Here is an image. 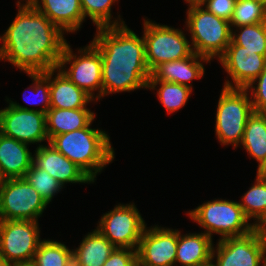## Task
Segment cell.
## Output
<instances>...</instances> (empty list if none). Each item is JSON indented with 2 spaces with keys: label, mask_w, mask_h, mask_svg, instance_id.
<instances>
[{
  "label": "cell",
  "mask_w": 266,
  "mask_h": 266,
  "mask_svg": "<svg viewBox=\"0 0 266 266\" xmlns=\"http://www.w3.org/2000/svg\"><path fill=\"white\" fill-rule=\"evenodd\" d=\"M16 6L14 20L0 35V61L25 74L56 68L68 42L65 33L33 5Z\"/></svg>",
  "instance_id": "obj_1"
},
{
  "label": "cell",
  "mask_w": 266,
  "mask_h": 266,
  "mask_svg": "<svg viewBox=\"0 0 266 266\" xmlns=\"http://www.w3.org/2000/svg\"><path fill=\"white\" fill-rule=\"evenodd\" d=\"M8 106L0 109V128L5 136L26 144L49 143L46 130V114L20 105L5 97ZM47 140V141H46ZM40 143V144H39Z\"/></svg>",
  "instance_id": "obj_11"
},
{
  "label": "cell",
  "mask_w": 266,
  "mask_h": 266,
  "mask_svg": "<svg viewBox=\"0 0 266 266\" xmlns=\"http://www.w3.org/2000/svg\"><path fill=\"white\" fill-rule=\"evenodd\" d=\"M0 266H16V265L6 261L3 257L0 256Z\"/></svg>",
  "instance_id": "obj_39"
},
{
  "label": "cell",
  "mask_w": 266,
  "mask_h": 266,
  "mask_svg": "<svg viewBox=\"0 0 266 266\" xmlns=\"http://www.w3.org/2000/svg\"><path fill=\"white\" fill-rule=\"evenodd\" d=\"M28 77L32 79V84L30 87L27 88V91L30 89V95H33L32 99L24 95L23 93V100L26 104L29 105H37L41 106L40 108L36 109L39 112L44 114L50 109V70L44 73H27ZM35 98H37L35 100Z\"/></svg>",
  "instance_id": "obj_32"
},
{
  "label": "cell",
  "mask_w": 266,
  "mask_h": 266,
  "mask_svg": "<svg viewBox=\"0 0 266 266\" xmlns=\"http://www.w3.org/2000/svg\"><path fill=\"white\" fill-rule=\"evenodd\" d=\"M185 28L190 33L194 53L209 59H219L231 43L230 22L208 12L201 5L186 10Z\"/></svg>",
  "instance_id": "obj_4"
},
{
  "label": "cell",
  "mask_w": 266,
  "mask_h": 266,
  "mask_svg": "<svg viewBox=\"0 0 266 266\" xmlns=\"http://www.w3.org/2000/svg\"><path fill=\"white\" fill-rule=\"evenodd\" d=\"M16 266H34L32 263H26V264H19V265H16Z\"/></svg>",
  "instance_id": "obj_41"
},
{
  "label": "cell",
  "mask_w": 266,
  "mask_h": 266,
  "mask_svg": "<svg viewBox=\"0 0 266 266\" xmlns=\"http://www.w3.org/2000/svg\"><path fill=\"white\" fill-rule=\"evenodd\" d=\"M95 112L88 108H50L46 113V130L49 141L58 134L87 127L94 119Z\"/></svg>",
  "instance_id": "obj_23"
},
{
  "label": "cell",
  "mask_w": 266,
  "mask_h": 266,
  "mask_svg": "<svg viewBox=\"0 0 266 266\" xmlns=\"http://www.w3.org/2000/svg\"><path fill=\"white\" fill-rule=\"evenodd\" d=\"M254 230L266 240V213L254 225Z\"/></svg>",
  "instance_id": "obj_36"
},
{
  "label": "cell",
  "mask_w": 266,
  "mask_h": 266,
  "mask_svg": "<svg viewBox=\"0 0 266 266\" xmlns=\"http://www.w3.org/2000/svg\"><path fill=\"white\" fill-rule=\"evenodd\" d=\"M188 7L193 5H201L205 0H184Z\"/></svg>",
  "instance_id": "obj_38"
},
{
  "label": "cell",
  "mask_w": 266,
  "mask_h": 266,
  "mask_svg": "<svg viewBox=\"0 0 266 266\" xmlns=\"http://www.w3.org/2000/svg\"><path fill=\"white\" fill-rule=\"evenodd\" d=\"M48 204L24 177L4 179L0 184V220H33Z\"/></svg>",
  "instance_id": "obj_9"
},
{
  "label": "cell",
  "mask_w": 266,
  "mask_h": 266,
  "mask_svg": "<svg viewBox=\"0 0 266 266\" xmlns=\"http://www.w3.org/2000/svg\"><path fill=\"white\" fill-rule=\"evenodd\" d=\"M256 1L261 2L266 6V0H256Z\"/></svg>",
  "instance_id": "obj_42"
},
{
  "label": "cell",
  "mask_w": 266,
  "mask_h": 266,
  "mask_svg": "<svg viewBox=\"0 0 266 266\" xmlns=\"http://www.w3.org/2000/svg\"><path fill=\"white\" fill-rule=\"evenodd\" d=\"M266 22V6L256 0H237L230 19L231 28Z\"/></svg>",
  "instance_id": "obj_30"
},
{
  "label": "cell",
  "mask_w": 266,
  "mask_h": 266,
  "mask_svg": "<svg viewBox=\"0 0 266 266\" xmlns=\"http://www.w3.org/2000/svg\"><path fill=\"white\" fill-rule=\"evenodd\" d=\"M85 128L58 134L49 143L81 168L94 182L97 175L115 159L110 136L102 129Z\"/></svg>",
  "instance_id": "obj_3"
},
{
  "label": "cell",
  "mask_w": 266,
  "mask_h": 266,
  "mask_svg": "<svg viewBox=\"0 0 266 266\" xmlns=\"http://www.w3.org/2000/svg\"><path fill=\"white\" fill-rule=\"evenodd\" d=\"M218 62L229 77L223 83L224 87L246 88L265 69L266 56L258 54V51L245 50L231 40Z\"/></svg>",
  "instance_id": "obj_15"
},
{
  "label": "cell",
  "mask_w": 266,
  "mask_h": 266,
  "mask_svg": "<svg viewBox=\"0 0 266 266\" xmlns=\"http://www.w3.org/2000/svg\"><path fill=\"white\" fill-rule=\"evenodd\" d=\"M93 101L97 102L72 83L58 67L50 70V108H88L87 105Z\"/></svg>",
  "instance_id": "obj_19"
},
{
  "label": "cell",
  "mask_w": 266,
  "mask_h": 266,
  "mask_svg": "<svg viewBox=\"0 0 266 266\" xmlns=\"http://www.w3.org/2000/svg\"><path fill=\"white\" fill-rule=\"evenodd\" d=\"M254 184L239 202L245 216L255 225L266 213V173H256Z\"/></svg>",
  "instance_id": "obj_26"
},
{
  "label": "cell",
  "mask_w": 266,
  "mask_h": 266,
  "mask_svg": "<svg viewBox=\"0 0 266 266\" xmlns=\"http://www.w3.org/2000/svg\"><path fill=\"white\" fill-rule=\"evenodd\" d=\"M199 266H215L214 263L212 261L206 263V264H203V265H199Z\"/></svg>",
  "instance_id": "obj_40"
},
{
  "label": "cell",
  "mask_w": 266,
  "mask_h": 266,
  "mask_svg": "<svg viewBox=\"0 0 266 266\" xmlns=\"http://www.w3.org/2000/svg\"><path fill=\"white\" fill-rule=\"evenodd\" d=\"M36 2L37 0H18L16 5H34Z\"/></svg>",
  "instance_id": "obj_37"
},
{
  "label": "cell",
  "mask_w": 266,
  "mask_h": 266,
  "mask_svg": "<svg viewBox=\"0 0 266 266\" xmlns=\"http://www.w3.org/2000/svg\"><path fill=\"white\" fill-rule=\"evenodd\" d=\"M34 266H73V253L63 242L44 239L31 262Z\"/></svg>",
  "instance_id": "obj_27"
},
{
  "label": "cell",
  "mask_w": 266,
  "mask_h": 266,
  "mask_svg": "<svg viewBox=\"0 0 266 266\" xmlns=\"http://www.w3.org/2000/svg\"><path fill=\"white\" fill-rule=\"evenodd\" d=\"M91 43L102 58V98L110 94L146 89L151 72L145 41L126 24L96 28Z\"/></svg>",
  "instance_id": "obj_2"
},
{
  "label": "cell",
  "mask_w": 266,
  "mask_h": 266,
  "mask_svg": "<svg viewBox=\"0 0 266 266\" xmlns=\"http://www.w3.org/2000/svg\"><path fill=\"white\" fill-rule=\"evenodd\" d=\"M115 246L97 229L88 232L72 249L73 266H103Z\"/></svg>",
  "instance_id": "obj_22"
},
{
  "label": "cell",
  "mask_w": 266,
  "mask_h": 266,
  "mask_svg": "<svg viewBox=\"0 0 266 266\" xmlns=\"http://www.w3.org/2000/svg\"><path fill=\"white\" fill-rule=\"evenodd\" d=\"M147 89L157 91L158 100L169 115L185 107L193 92L187 86L160 80H149Z\"/></svg>",
  "instance_id": "obj_25"
},
{
  "label": "cell",
  "mask_w": 266,
  "mask_h": 266,
  "mask_svg": "<svg viewBox=\"0 0 266 266\" xmlns=\"http://www.w3.org/2000/svg\"><path fill=\"white\" fill-rule=\"evenodd\" d=\"M205 62L210 63V60L196 53L186 58L163 62L151 71L149 80L174 82L193 90L191 82L204 77Z\"/></svg>",
  "instance_id": "obj_17"
},
{
  "label": "cell",
  "mask_w": 266,
  "mask_h": 266,
  "mask_svg": "<svg viewBox=\"0 0 266 266\" xmlns=\"http://www.w3.org/2000/svg\"><path fill=\"white\" fill-rule=\"evenodd\" d=\"M33 154V164L48 172L65 188L66 184H94V181L76 164L62 155L53 145L43 143Z\"/></svg>",
  "instance_id": "obj_16"
},
{
  "label": "cell",
  "mask_w": 266,
  "mask_h": 266,
  "mask_svg": "<svg viewBox=\"0 0 266 266\" xmlns=\"http://www.w3.org/2000/svg\"><path fill=\"white\" fill-rule=\"evenodd\" d=\"M255 112L266 114V67L247 87Z\"/></svg>",
  "instance_id": "obj_33"
},
{
  "label": "cell",
  "mask_w": 266,
  "mask_h": 266,
  "mask_svg": "<svg viewBox=\"0 0 266 266\" xmlns=\"http://www.w3.org/2000/svg\"><path fill=\"white\" fill-rule=\"evenodd\" d=\"M24 178L37 190L48 205L54 196L63 189V186L55 178L45 170L37 168L33 163L25 173Z\"/></svg>",
  "instance_id": "obj_31"
},
{
  "label": "cell",
  "mask_w": 266,
  "mask_h": 266,
  "mask_svg": "<svg viewBox=\"0 0 266 266\" xmlns=\"http://www.w3.org/2000/svg\"><path fill=\"white\" fill-rule=\"evenodd\" d=\"M143 38L150 72L160 63L191 56V42L182 29L143 18Z\"/></svg>",
  "instance_id": "obj_8"
},
{
  "label": "cell",
  "mask_w": 266,
  "mask_h": 266,
  "mask_svg": "<svg viewBox=\"0 0 266 266\" xmlns=\"http://www.w3.org/2000/svg\"><path fill=\"white\" fill-rule=\"evenodd\" d=\"M254 112L246 88L222 87L215 113V135L220 145L240 146L248 117Z\"/></svg>",
  "instance_id": "obj_6"
},
{
  "label": "cell",
  "mask_w": 266,
  "mask_h": 266,
  "mask_svg": "<svg viewBox=\"0 0 266 266\" xmlns=\"http://www.w3.org/2000/svg\"><path fill=\"white\" fill-rule=\"evenodd\" d=\"M177 242L178 229L146 226L137 247L138 266H175Z\"/></svg>",
  "instance_id": "obj_14"
},
{
  "label": "cell",
  "mask_w": 266,
  "mask_h": 266,
  "mask_svg": "<svg viewBox=\"0 0 266 266\" xmlns=\"http://www.w3.org/2000/svg\"><path fill=\"white\" fill-rule=\"evenodd\" d=\"M236 28V29H235ZM231 28V40L245 50L266 56V22Z\"/></svg>",
  "instance_id": "obj_29"
},
{
  "label": "cell",
  "mask_w": 266,
  "mask_h": 266,
  "mask_svg": "<svg viewBox=\"0 0 266 266\" xmlns=\"http://www.w3.org/2000/svg\"><path fill=\"white\" fill-rule=\"evenodd\" d=\"M40 232L39 221L0 220V256L15 265L31 263Z\"/></svg>",
  "instance_id": "obj_12"
},
{
  "label": "cell",
  "mask_w": 266,
  "mask_h": 266,
  "mask_svg": "<svg viewBox=\"0 0 266 266\" xmlns=\"http://www.w3.org/2000/svg\"><path fill=\"white\" fill-rule=\"evenodd\" d=\"M237 0H205L201 6L217 17L230 22Z\"/></svg>",
  "instance_id": "obj_35"
},
{
  "label": "cell",
  "mask_w": 266,
  "mask_h": 266,
  "mask_svg": "<svg viewBox=\"0 0 266 266\" xmlns=\"http://www.w3.org/2000/svg\"><path fill=\"white\" fill-rule=\"evenodd\" d=\"M33 6L67 35L77 33L85 21L80 0H37Z\"/></svg>",
  "instance_id": "obj_18"
},
{
  "label": "cell",
  "mask_w": 266,
  "mask_h": 266,
  "mask_svg": "<svg viewBox=\"0 0 266 266\" xmlns=\"http://www.w3.org/2000/svg\"><path fill=\"white\" fill-rule=\"evenodd\" d=\"M188 217L204 229L212 239L213 234L226 237H240L251 233L254 224L245 216L239 201L213 199L187 211Z\"/></svg>",
  "instance_id": "obj_5"
},
{
  "label": "cell",
  "mask_w": 266,
  "mask_h": 266,
  "mask_svg": "<svg viewBox=\"0 0 266 266\" xmlns=\"http://www.w3.org/2000/svg\"><path fill=\"white\" fill-rule=\"evenodd\" d=\"M4 180V178H3V176H2V174H1V172H0V184H1V182Z\"/></svg>",
  "instance_id": "obj_43"
},
{
  "label": "cell",
  "mask_w": 266,
  "mask_h": 266,
  "mask_svg": "<svg viewBox=\"0 0 266 266\" xmlns=\"http://www.w3.org/2000/svg\"><path fill=\"white\" fill-rule=\"evenodd\" d=\"M214 245L213 239L203 231L183 235L178 230L175 265L199 266L210 262Z\"/></svg>",
  "instance_id": "obj_21"
},
{
  "label": "cell",
  "mask_w": 266,
  "mask_h": 266,
  "mask_svg": "<svg viewBox=\"0 0 266 266\" xmlns=\"http://www.w3.org/2000/svg\"><path fill=\"white\" fill-rule=\"evenodd\" d=\"M103 266H138L137 250L116 247Z\"/></svg>",
  "instance_id": "obj_34"
},
{
  "label": "cell",
  "mask_w": 266,
  "mask_h": 266,
  "mask_svg": "<svg viewBox=\"0 0 266 266\" xmlns=\"http://www.w3.org/2000/svg\"><path fill=\"white\" fill-rule=\"evenodd\" d=\"M146 226L133 202L118 203L112 210L103 213L96 229L115 247L137 250Z\"/></svg>",
  "instance_id": "obj_10"
},
{
  "label": "cell",
  "mask_w": 266,
  "mask_h": 266,
  "mask_svg": "<svg viewBox=\"0 0 266 266\" xmlns=\"http://www.w3.org/2000/svg\"><path fill=\"white\" fill-rule=\"evenodd\" d=\"M119 2L118 0H80L84 19L90 18L96 28L124 25L125 21L118 15L112 18V5ZM113 19V20H112Z\"/></svg>",
  "instance_id": "obj_28"
},
{
  "label": "cell",
  "mask_w": 266,
  "mask_h": 266,
  "mask_svg": "<svg viewBox=\"0 0 266 266\" xmlns=\"http://www.w3.org/2000/svg\"><path fill=\"white\" fill-rule=\"evenodd\" d=\"M242 148L249 157L256 159L257 172L266 173V114L253 112L247 119Z\"/></svg>",
  "instance_id": "obj_24"
},
{
  "label": "cell",
  "mask_w": 266,
  "mask_h": 266,
  "mask_svg": "<svg viewBox=\"0 0 266 266\" xmlns=\"http://www.w3.org/2000/svg\"><path fill=\"white\" fill-rule=\"evenodd\" d=\"M32 163L28 144L0 133V172L4 179L24 177Z\"/></svg>",
  "instance_id": "obj_20"
},
{
  "label": "cell",
  "mask_w": 266,
  "mask_h": 266,
  "mask_svg": "<svg viewBox=\"0 0 266 266\" xmlns=\"http://www.w3.org/2000/svg\"><path fill=\"white\" fill-rule=\"evenodd\" d=\"M211 261L215 266H266V240L255 230L240 237L218 239Z\"/></svg>",
  "instance_id": "obj_13"
},
{
  "label": "cell",
  "mask_w": 266,
  "mask_h": 266,
  "mask_svg": "<svg viewBox=\"0 0 266 266\" xmlns=\"http://www.w3.org/2000/svg\"><path fill=\"white\" fill-rule=\"evenodd\" d=\"M89 43L80 47L76 54L67 42L57 67L72 83L98 102L102 99V58L99 50ZM67 65H70L69 68Z\"/></svg>",
  "instance_id": "obj_7"
}]
</instances>
